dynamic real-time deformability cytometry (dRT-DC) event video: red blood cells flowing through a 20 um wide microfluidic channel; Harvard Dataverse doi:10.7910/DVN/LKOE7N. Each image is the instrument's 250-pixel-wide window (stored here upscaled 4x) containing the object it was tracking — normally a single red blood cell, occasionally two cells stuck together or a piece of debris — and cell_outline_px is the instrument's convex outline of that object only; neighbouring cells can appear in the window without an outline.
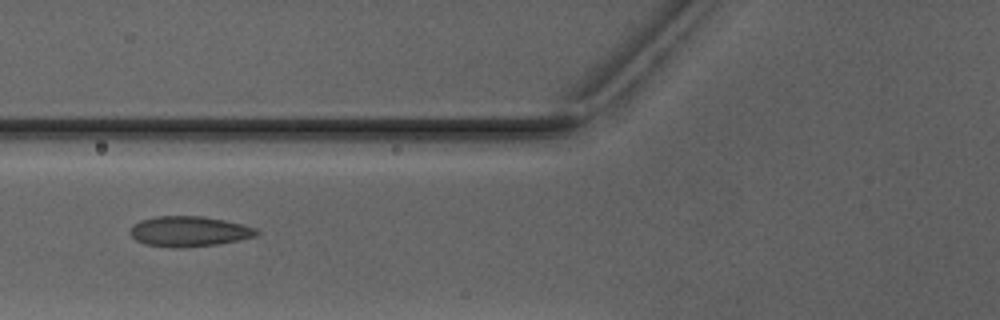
{"species": "Egyptian fruit bat (a non-hibernating species)", "species_latin": "Rousettus aegyptiacus", "temperature_condition": "warm", "stored_images_in_passage": 3, "camera_frame_rate_fps": 3000, "um_per_image_px": 0.085, "animal": {"sex": "male"}, "frame": {"image": 1, "passage_image": 3, "time_ms": 2.333, "image_size_px": [1000, 320], "cell_outline_px": [[260, 232], [256, 236], [216, 244], [184, 248], [172, 248], [144, 244], [136, 240], [128, 232], [140, 220], [156, 216], [204, 216], [224, 220], [256, 228]], "centroid_in_image_um": [16.05, 19.67], "position_along_channel_um": 109.8, "area_um2": 22.25}}